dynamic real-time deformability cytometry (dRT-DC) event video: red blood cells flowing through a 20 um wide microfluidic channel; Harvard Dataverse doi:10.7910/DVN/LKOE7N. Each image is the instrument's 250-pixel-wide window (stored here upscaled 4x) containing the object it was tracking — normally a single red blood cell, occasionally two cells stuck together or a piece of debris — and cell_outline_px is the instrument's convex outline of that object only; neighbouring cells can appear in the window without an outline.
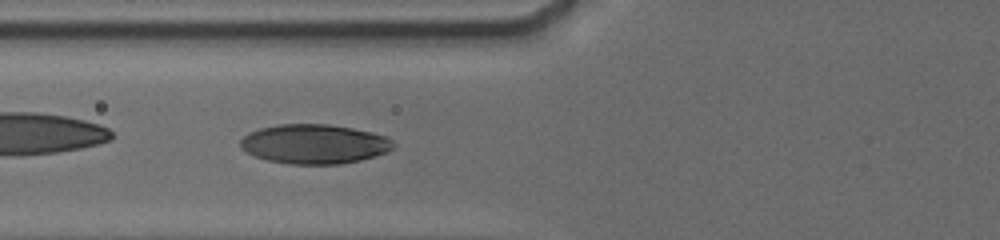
{"species": "human", "species_latin": "Homo sapiens", "temperature_condition": "cold", "stored_images_in_passage": 42, "camera_frame_rate_fps": 3000, "um_per_image_px": 0.085, "donor": {"sex": "male"}, "frame": {"image": 1, "passage_image": 13, "time_ms": 4.333, "image_size_px": [1000, 240], "cell_outline_px": [[396, 148], [388, 152], [360, 160], [340, 164], [288, 164], [268, 160], [256, 156], [240, 148], [240, 140], [248, 132], [260, 128], [280, 124], [328, 124], [352, 128], [384, 136], [392, 140], [396, 144]], "centroid_in_image_um": [26.72, 12.24], "position_along_channel_um": 99.1, "area_um2": 35.14}}
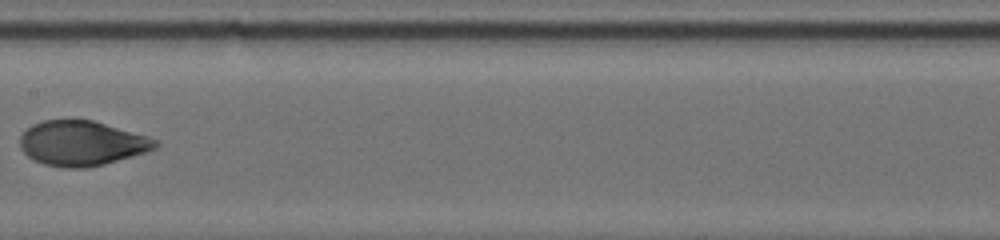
{"frame": {"image": 2, "passage_image": 20, "time_ms": 7.0, "image_size_px": [1000, 240], "cell_outline_px": [[160, 144], [156, 148], [132, 156], [104, 164], [88, 168], [64, 168], [44, 164], [28, 156], [20, 148], [20, 136], [32, 124], [44, 120], [92, 120], [148, 136], [156, 140]], "centroid_in_image_um": [6.94, 12.18], "position_along_channel_um": 200.5, "area_um2": 35.2}}
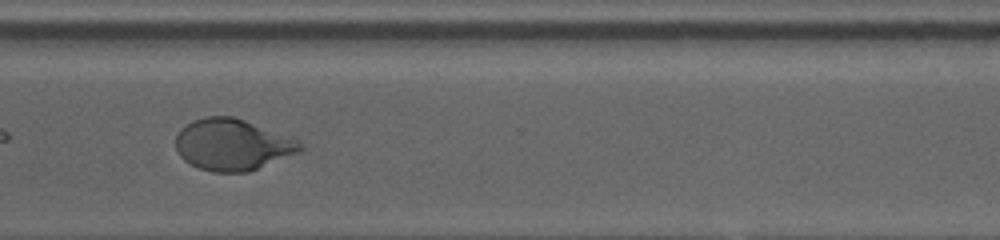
{"frame": {"image": 3, "passage_image": 31, "time_ms": 11.0, "image_size_px": [1000, 240], "cell_outline_px": [[304, 148], [296, 152], [248, 172], [212, 172], [200, 168], [184, 160], [180, 156], [176, 148], [176, 136], [180, 128], [192, 120], [208, 116], [232, 116], [244, 120], [296, 140], [304, 144]], "centroid_in_image_um": [19.69, 12.29], "position_along_channel_um": 350.9, "area_um2": 36.65}, "authors_computed_cell_mechanics": {"area_um2": 36.6741, "velocity_mm_per_s": 3.7772, "shape_relaxation_time_tau1_ms": 4.3559, "shape_relaxation_time_tau2_ms": 0.9186, "deformation_change_tau1": 0.1701, "deformation_change_tau2": 0.0526}}